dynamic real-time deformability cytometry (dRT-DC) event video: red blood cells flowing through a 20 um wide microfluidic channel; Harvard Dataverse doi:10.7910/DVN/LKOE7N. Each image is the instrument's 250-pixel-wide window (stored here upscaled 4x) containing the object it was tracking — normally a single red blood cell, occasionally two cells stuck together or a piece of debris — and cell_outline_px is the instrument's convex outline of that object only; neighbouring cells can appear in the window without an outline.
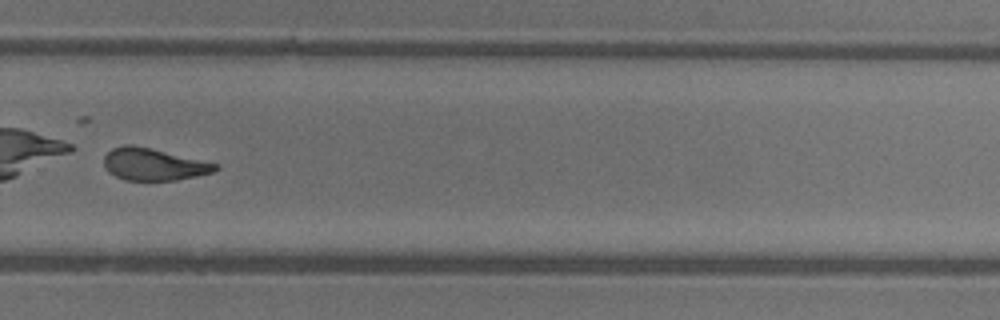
{"species": "common noctule bat (a hibernating species)", "species_latin": "Nyctalus noctula", "temperature_condition": "warm", "stored_images_in_passage": 47, "camera_frame_rate_fps": 3000, "um_per_image_px": 0.085, "animal": {"sex": "female"}, "frame": {"image": 1, "passage_image": 34, "time_ms": 11.0, "image_size_px": [1000, 320], "cell_outline_px": [[220, 168], [212, 172], [196, 176], [176, 180], [124, 180], [108, 172], [104, 164], [104, 156], [112, 148], [124, 144], [132, 144], [152, 148], [220, 164]], "centroid_in_image_um": [13.06, 13.96], "position_along_channel_um": 316.7, "area_um2": 20.98}}